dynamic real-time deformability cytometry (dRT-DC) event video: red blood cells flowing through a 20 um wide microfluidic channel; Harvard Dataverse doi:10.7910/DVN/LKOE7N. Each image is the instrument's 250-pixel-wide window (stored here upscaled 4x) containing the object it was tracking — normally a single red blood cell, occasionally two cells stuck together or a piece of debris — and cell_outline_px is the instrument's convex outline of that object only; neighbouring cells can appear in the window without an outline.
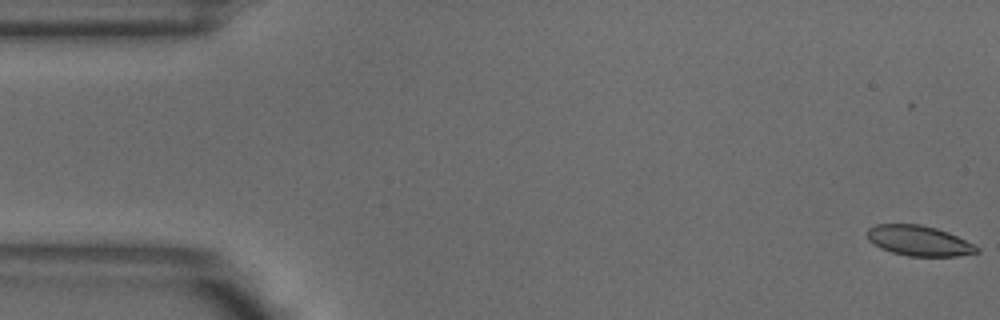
{"species": "common noctule bat (a hibernating species)", "species_latin": "Nyctalus noctula", "temperature_condition": "warm", "stored_images_in_passage": 5, "camera_frame_rate_fps": 3000, "um_per_image_px": 0.085, "animal": {"sex": "male", "body_mass_g": 18.8}, "frame": {"image": 1, "passage_image": 1, "time_ms": 0.0, "image_size_px": [1000, 320], "cell_outline_px": [[980, 252], [956, 256], [908, 256], [892, 252], [880, 248], [868, 240], [868, 228], [876, 224], [920, 224], [936, 228], [948, 232], [980, 248]], "centroid_in_image_um": [78.09, 20.46], "position_along_channel_um": 6.9, "area_um2": 19.19}}